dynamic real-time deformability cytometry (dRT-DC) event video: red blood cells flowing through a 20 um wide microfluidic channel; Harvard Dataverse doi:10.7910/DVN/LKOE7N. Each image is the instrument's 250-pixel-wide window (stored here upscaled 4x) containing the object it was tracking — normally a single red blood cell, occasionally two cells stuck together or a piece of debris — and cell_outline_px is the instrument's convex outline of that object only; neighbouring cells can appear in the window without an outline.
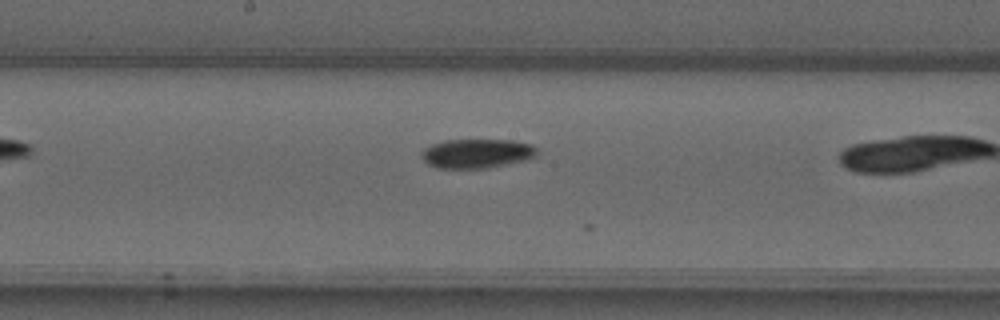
{"species": "common noctule bat (a hibernating species)", "species_latin": "Nyctalus noctula", "temperature_condition": "warm", "stored_images_in_passage": 11, "camera_frame_rate_fps": 3000, "um_per_image_px": 0.085, "animal": {"sex": "male", "forearm_length_mm": 52.5}, "frame": {"image": 1, "passage_image": 8, "time_ms": 2.333, "image_size_px": [1000, 320], "cell_outline_px": [[536, 156], [524, 160], [488, 168], [436, 168], [428, 164], [420, 156], [424, 148], [432, 144], [444, 140], [512, 140], [532, 144], [536, 148]], "centroid_in_image_um": [40.5, 13.04], "position_along_channel_um": 207.7, "area_um2": 19.65}}